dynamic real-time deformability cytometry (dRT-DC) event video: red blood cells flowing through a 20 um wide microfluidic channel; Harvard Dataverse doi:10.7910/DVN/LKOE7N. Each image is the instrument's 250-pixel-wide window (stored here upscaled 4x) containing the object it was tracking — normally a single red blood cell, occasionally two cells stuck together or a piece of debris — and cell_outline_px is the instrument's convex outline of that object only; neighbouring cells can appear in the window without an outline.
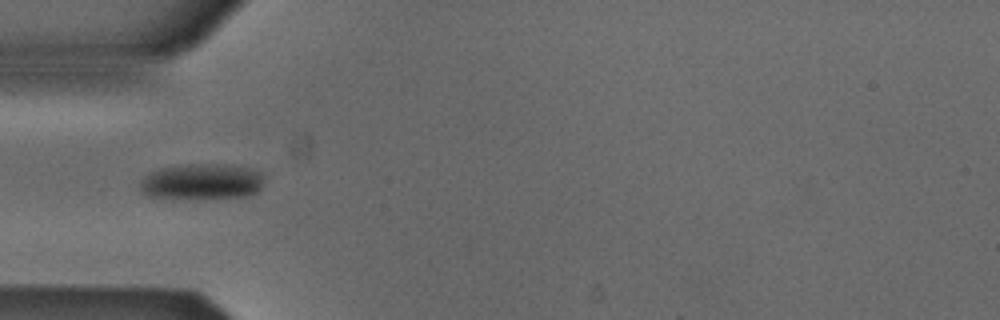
{"species": "Egyptian fruit bat (a non-hibernating species)", "species_latin": "Rousettus aegyptiacus", "temperature_condition": "cold", "stored_images_in_passage": 5, "camera_frame_rate_fps": 3000, "um_per_image_px": 0.085, "animal": {"sex": "male"}, "frame": {"image": 1, "passage_image": 3, "time_ms": 0.667, "image_size_px": [1000, 320], "cell_outline_px": [[264, 184], [256, 192], [248, 196], [172, 200], [148, 196], [140, 192], [140, 180], [144, 176], [160, 168], [188, 164], [224, 164], [248, 168], [260, 172]], "centroid_in_image_um": [17.09, 15.47], "position_along_channel_um": 67.9, "area_um2": 26.41}}
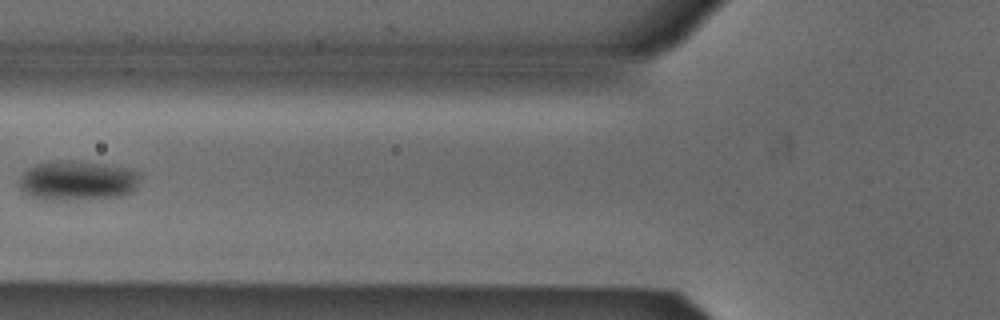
{"frame": {"image": 2, "passage_image": 4, "time_ms": 1.0, "image_size_px": [1000, 320], "cell_outline_px": [[140, 176], [136, 188], [120, 196], [60, 200], [44, 200], [28, 196], [20, 188], [20, 176], [28, 168], [36, 164], [100, 164], [120, 168], [136, 172]], "centroid_in_image_um": [6.53, 15.42], "position_along_channel_um": 119.3, "area_um2": 26.36}}
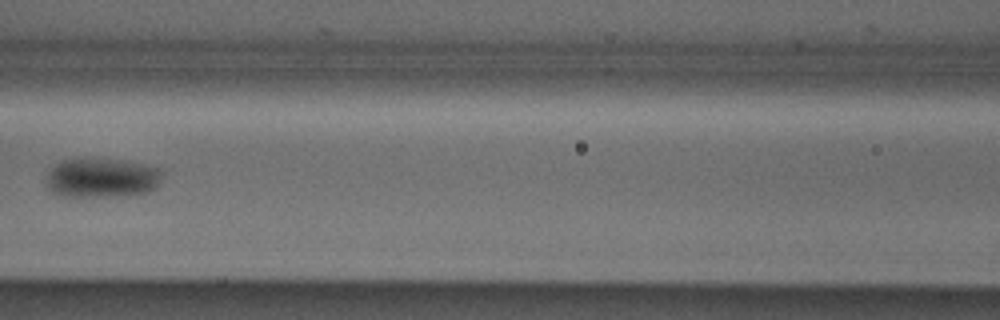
{"frame": {"image": 3, "passage_image": 5, "time_ms": 1.333, "image_size_px": [1000, 320], "cell_outline_px": [[160, 176], [156, 188], [148, 192], [112, 196], [64, 196], [52, 192], [48, 188], [44, 176], [48, 168], [60, 160], [80, 156], [128, 160], [160, 168]], "centroid_in_image_um": [8.55, 15.06], "position_along_channel_um": 158.0, "area_um2": 27.51}}